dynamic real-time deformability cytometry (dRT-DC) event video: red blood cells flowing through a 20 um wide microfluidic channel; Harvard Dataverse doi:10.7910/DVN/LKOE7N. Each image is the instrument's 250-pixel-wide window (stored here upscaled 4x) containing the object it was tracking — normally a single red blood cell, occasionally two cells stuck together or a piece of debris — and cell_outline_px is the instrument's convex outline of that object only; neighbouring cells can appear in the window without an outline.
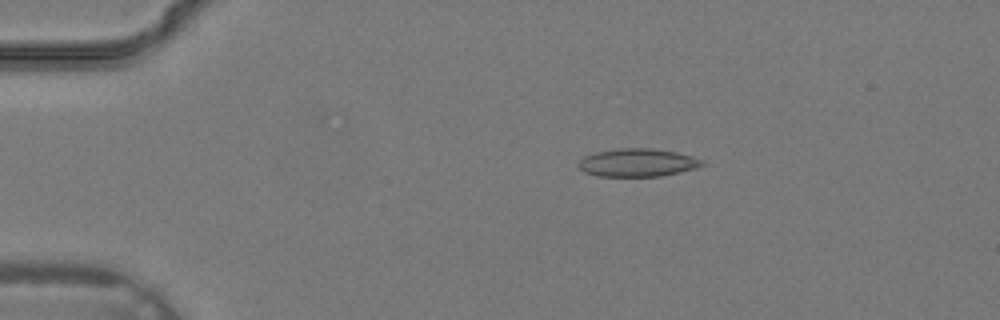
{"species": "common noctule bat (a hibernating species)", "species_latin": "Nyctalus noctula", "temperature_condition": "warm", "stored_images_in_passage": 36, "camera_frame_rate_fps": 3000, "um_per_image_px": 0.085, "animal": {"sex": "male", "body_mass_g": 19.2, "forearm_length_mm": 51.8}, "frame": {"image": 1, "passage_image": 7, "time_ms": 2.0, "image_size_px": [1000, 320], "cell_outline_px": [[704, 164], [696, 168], [680, 172], [660, 176], [596, 176], [584, 172], [576, 164], [584, 156], [596, 152], [620, 148], [652, 148], [676, 152], [692, 156], [704, 160]], "centroid_in_image_um": [54.18, 13.82], "position_along_channel_um": 30.8, "area_um2": 20.23}}
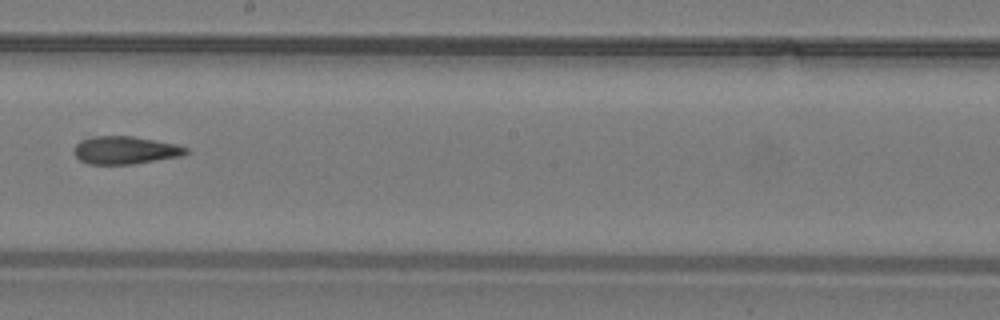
{"frame": {"image": 2, "passage_image": 21, "time_ms": 6.667, "image_size_px": [1000, 320], "cell_outline_px": [[188, 152], [184, 156], [132, 164], [88, 164], [80, 160], [72, 152], [72, 148], [80, 140], [92, 136], [132, 136], [176, 144], [188, 148]], "centroid_in_image_um": [10.62, 12.77], "position_along_channel_um": 237.6, "area_um2": 18.32}}
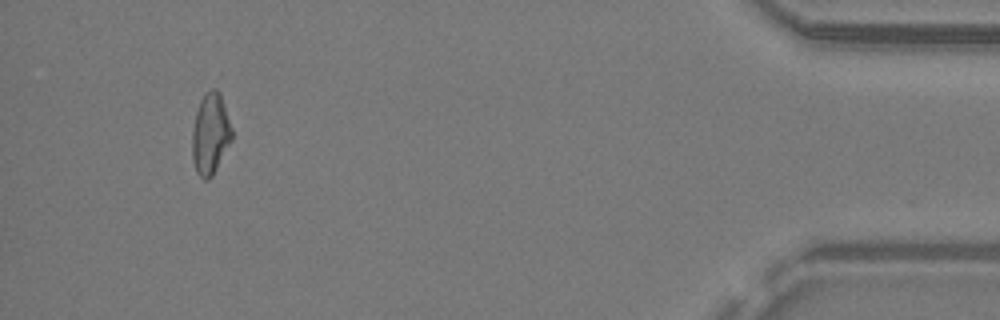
{"frame": {"image": 3, "passage_image": 34, "time_ms": 11.0, "image_size_px": [1000, 320], "cell_outline_px": [[232, 140], [212, 176], [208, 180], [204, 180], [196, 172], [192, 160], [192, 128], [196, 112], [200, 100], [204, 92], [212, 88], [216, 88], [220, 92], [232, 128]], "centroid_in_image_um": [17.87, 11.36], "position_along_channel_um": 417.3, "area_um2": 18.96}}